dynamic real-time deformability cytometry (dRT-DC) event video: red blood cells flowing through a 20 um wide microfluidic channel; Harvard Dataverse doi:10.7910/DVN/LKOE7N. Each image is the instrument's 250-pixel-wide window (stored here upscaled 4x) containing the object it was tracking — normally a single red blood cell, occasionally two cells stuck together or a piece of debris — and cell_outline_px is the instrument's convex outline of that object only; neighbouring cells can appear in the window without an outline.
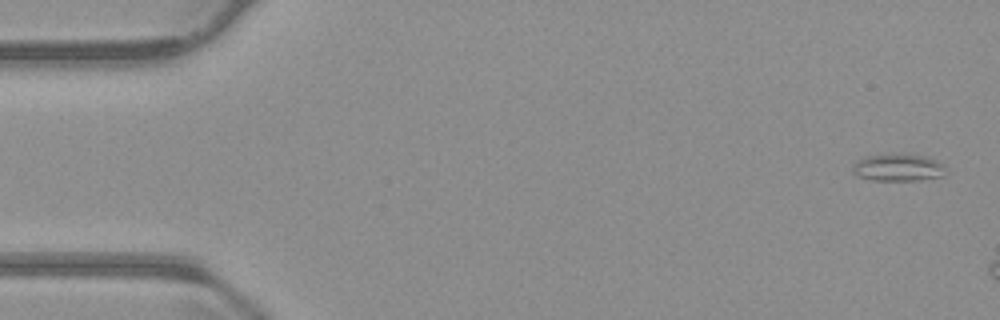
{"species": "common noctule bat (a hibernating species)", "species_latin": "Nyctalus noctula", "temperature_condition": "warm", "stored_images_in_passage": 8, "camera_frame_rate_fps": 3000, "um_per_image_px": 0.085, "animal": {"sex": "male", "body_mass_g": 23.1, "forearm_length_mm": 52.7}, "frame": {"image": 1, "passage_image": 2, "time_ms": 0.333, "image_size_px": [1000, 320], "cell_outline_px": [[948, 168], [944, 176], [920, 180], [872, 180], [856, 176], [852, 172], [852, 164], [864, 156], [928, 156], [944, 164]], "centroid_in_image_um": [76.37, 14.28], "position_along_channel_um": 8.6, "area_um2": 14.57}}